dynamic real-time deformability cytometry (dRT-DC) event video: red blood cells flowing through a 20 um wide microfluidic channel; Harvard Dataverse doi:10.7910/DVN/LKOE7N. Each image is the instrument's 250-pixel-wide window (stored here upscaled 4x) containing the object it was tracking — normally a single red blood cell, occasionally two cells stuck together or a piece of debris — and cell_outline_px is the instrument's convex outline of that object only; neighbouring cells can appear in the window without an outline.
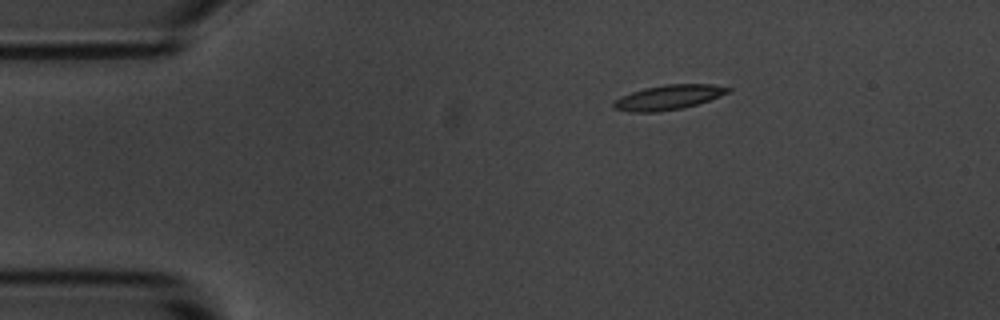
{"species": "common noctule bat (a hibernating species)", "species_latin": "Nyctalus noctula", "temperature_condition": "room temperature", "stored_images_in_passage": 4, "camera_frame_rate_fps": 3000, "um_per_image_px": 0.085, "animal": {"sex": "male", "body_mass_g": 20.1, "forearm_length_mm": 53.5}, "frame": {"image": 1, "passage_image": 1, "time_ms": 0.0, "image_size_px": [1000, 320], "cell_outline_px": [[732, 88], [728, 92], [720, 96], [684, 108], [660, 112], [628, 112], [612, 108], [612, 104], [616, 100], [632, 92], [644, 88], [664, 84], [712, 84]], "centroid_in_image_um": [56.81, 8.28], "position_along_channel_um": 28.2, "area_um2": 16.42}}
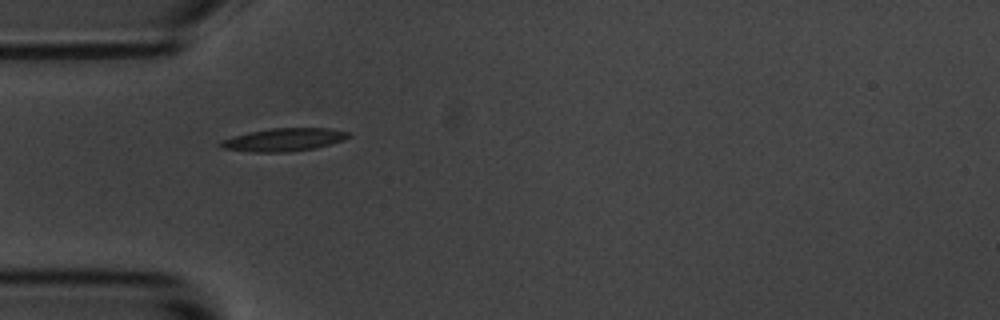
{"frame": {"image": 2, "passage_image": 3, "time_ms": 0.667, "image_size_px": [1000, 320], "cell_outline_px": [[352, 136], [344, 140], [312, 148], [288, 152], [252, 152], [224, 148], [216, 144], [220, 140], [232, 136], [248, 132], [268, 128], [328, 128], [348, 132]], "centroid_in_image_um": [24.07, 11.86], "position_along_channel_um": 60.9, "area_um2": 17.11}}